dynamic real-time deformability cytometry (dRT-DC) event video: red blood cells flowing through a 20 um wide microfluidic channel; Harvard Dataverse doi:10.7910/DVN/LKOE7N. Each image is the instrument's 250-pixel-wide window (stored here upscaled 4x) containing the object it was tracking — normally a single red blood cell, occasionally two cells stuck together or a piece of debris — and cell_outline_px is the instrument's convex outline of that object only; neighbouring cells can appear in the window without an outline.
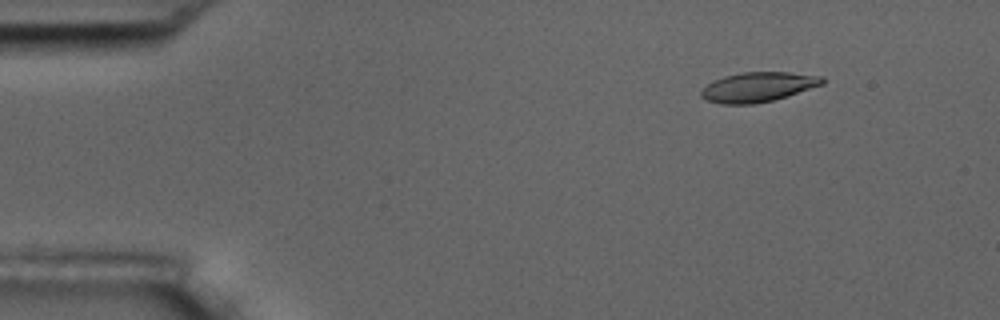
{"species": "common noctule bat (a hibernating species)", "species_latin": "Nyctalus noctula", "temperature_condition": "room temperature", "stored_images_in_passage": 4, "camera_frame_rate_fps": 3000, "um_per_image_px": 0.085, "animal": {"sex": "male", "body_mass_g": 17.5, "forearm_length_mm": 52.3}, "frame": {"image": 1, "passage_image": 1, "time_ms": 0.0, "image_size_px": [1000, 320], "cell_outline_px": [[824, 84], [772, 100], [752, 104], [720, 104], [708, 100], [700, 96], [700, 92], [708, 84], [724, 76], [740, 72], [788, 72], [824, 76]], "centroid_in_image_um": [64.44, 7.38], "position_along_channel_um": 20.6, "area_um2": 20.75}}
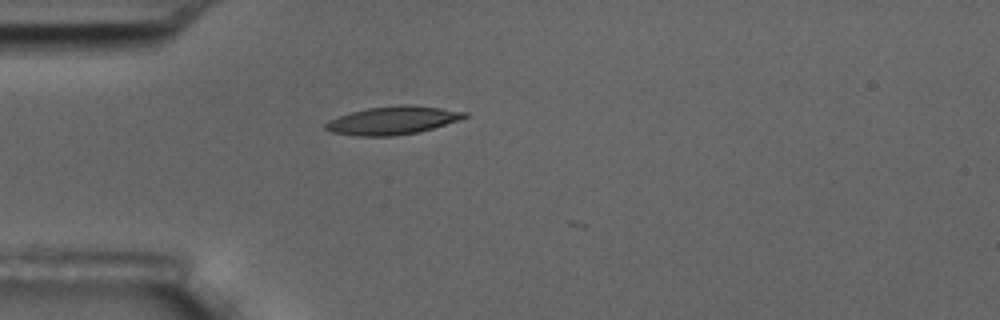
{"frame": {"image": 2, "passage_image": 3, "time_ms": 3.0, "image_size_px": [1000, 320], "cell_outline_px": [[468, 116], [460, 120], [432, 128], [416, 132], [392, 136], [356, 136], [332, 132], [324, 128], [324, 124], [328, 120], [352, 112], [368, 108], [404, 104], [408, 104], [440, 108], [468, 112]], "centroid_in_image_um": [33.38, 10.23], "position_along_channel_um": 51.6, "area_um2": 22.6}}